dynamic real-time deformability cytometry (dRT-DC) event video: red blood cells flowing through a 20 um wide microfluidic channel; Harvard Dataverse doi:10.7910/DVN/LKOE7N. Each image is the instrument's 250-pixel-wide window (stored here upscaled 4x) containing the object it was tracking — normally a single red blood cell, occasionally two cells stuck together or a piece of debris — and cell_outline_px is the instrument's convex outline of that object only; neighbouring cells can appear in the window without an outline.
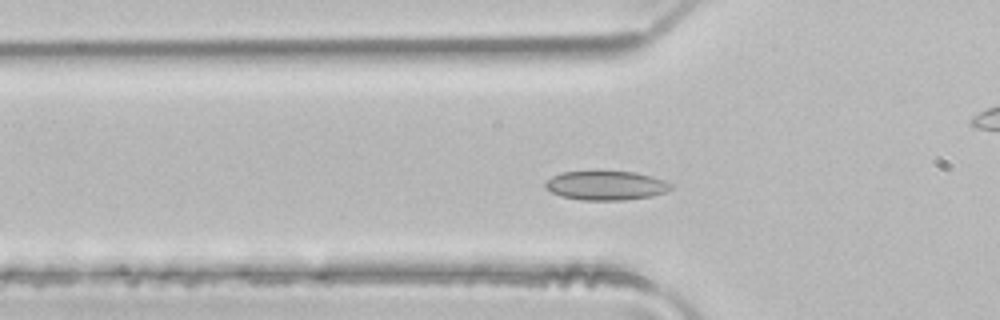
{"species": "common noctule bat (a hibernating species)", "species_latin": "Nyctalus noctula", "temperature_condition": "room temperature", "stored_images_in_passage": 47, "camera_frame_rate_fps": 3000, "um_per_image_px": 0.085, "animal": {"sex": "male", "body_mass_g": 21.5, "forearm_length_mm": 52.0}, "frame": {"image": 1, "passage_image": 13, "time_ms": 4.0, "image_size_px": [1000, 320], "cell_outline_px": [[672, 188], [664, 192], [652, 196], [624, 200], [580, 200], [560, 196], [544, 188], [544, 184], [552, 176], [560, 172], [596, 168], [636, 172], [652, 176], [664, 180], [672, 184]], "centroid_in_image_um": [51.46, 15.71], "position_along_channel_um": 74.3, "area_um2": 22.37}}
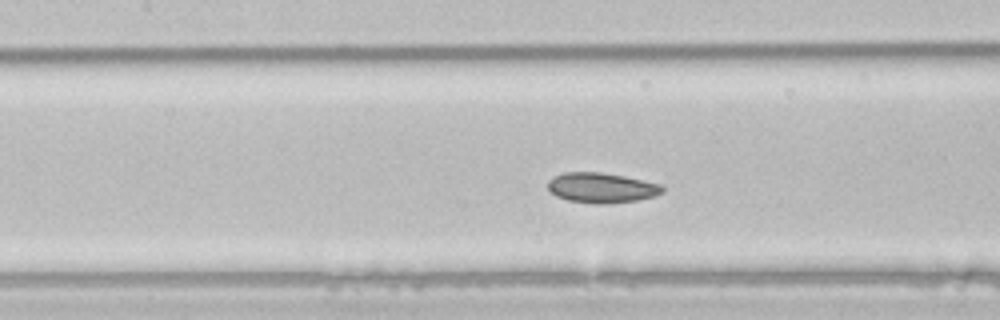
{"frame": {"image": 2, "passage_image": 19, "time_ms": 6.0, "image_size_px": [1000, 320], "cell_outline_px": [[664, 192], [656, 196], [636, 200], [604, 204], [596, 204], [568, 200], [556, 196], [548, 188], [548, 180], [552, 176], [564, 172], [600, 172], [624, 176], [660, 184], [664, 188]], "centroid_in_image_um": [51.12, 15.95], "position_along_channel_um": 156.3, "area_um2": 20.11}}
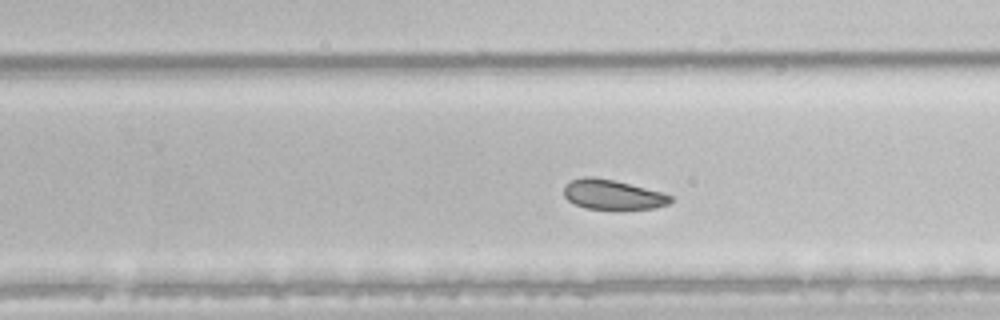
{"frame": {"image": 3, "passage_image": 28, "time_ms": 9.0, "image_size_px": [1000, 320], "cell_outline_px": [[672, 200], [668, 204], [652, 208], [616, 212], [584, 208], [568, 200], [564, 196], [564, 188], [572, 180], [584, 176], [592, 176], [612, 180], [664, 192], [672, 196]], "centroid_in_image_um": [52.1, 16.59], "position_along_channel_um": 277.7, "area_um2": 19.07}, "authors_computed_cell_mechanics": {"area_um2": 21.675, "velocity_mm_per_s": 4.0691, "shape_relaxation_time_tau1_ms": 6.9625, "shape_relaxation_time_tau2_ms": 3.7608, "deformation_change_tau1": 0.0707, "deformation_change_tau2": 0.0748}}